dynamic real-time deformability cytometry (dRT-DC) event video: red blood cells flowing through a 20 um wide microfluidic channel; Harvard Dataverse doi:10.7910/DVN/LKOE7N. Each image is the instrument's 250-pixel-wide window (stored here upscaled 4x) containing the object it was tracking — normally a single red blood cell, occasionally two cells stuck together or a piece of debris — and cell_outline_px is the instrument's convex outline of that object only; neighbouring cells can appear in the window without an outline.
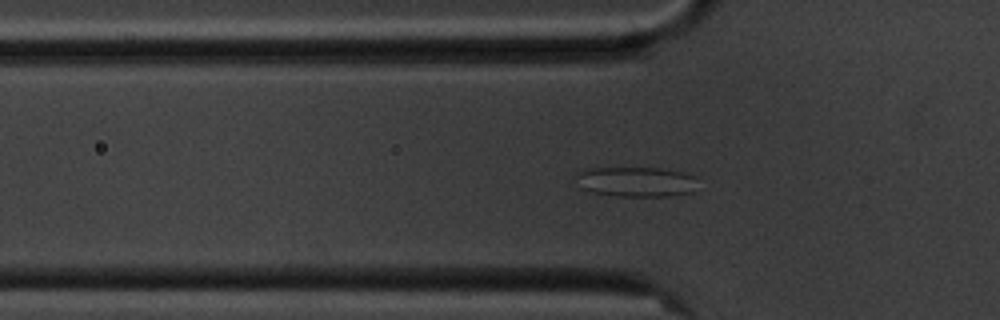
{"species": "common noctule bat (a hibernating species)", "species_latin": "Nyctalus noctula", "temperature_condition": "cold", "stored_images_in_passage": 49, "camera_frame_rate_fps": 3000, "um_per_image_px": 0.085, "animal": {"sex": "male", "body_mass_g": 20.1, "forearm_length_mm": 53.5}, "frame": {"image": 1, "passage_image": 10, "time_ms": 3.0, "image_size_px": [1000, 320], "cell_outline_px": [[692, 192], [668, 196], [616, 196], [592, 192], [580, 188], [576, 176], [584, 168], [660, 168], [680, 172], [692, 176]], "centroid_in_image_um": [53.96, 15.45], "position_along_channel_um": 71.8, "area_um2": 20.81}}
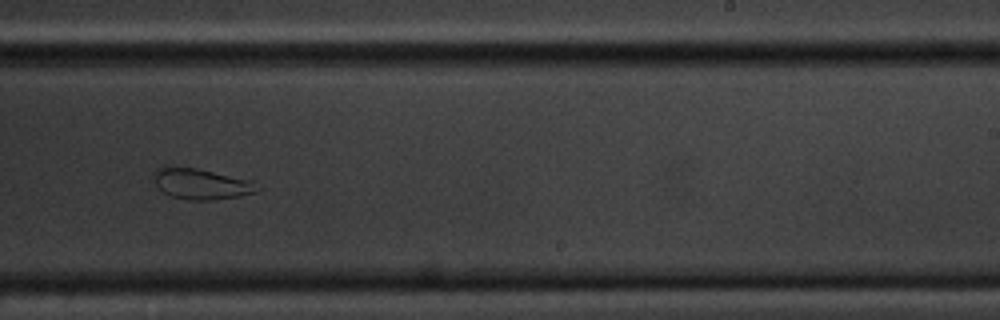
{"frame": {"image": 2, "passage_image": 27, "time_ms": 8.667, "image_size_px": [1000, 320], "cell_outline_px": [[260, 188], [256, 192], [240, 196], [212, 200], [188, 200], [172, 196], [156, 188], [152, 176], [152, 172], [156, 168], [164, 164], [196, 168], [252, 180]], "centroid_in_image_um": [17.02, 15.6], "position_along_channel_um": 272.0, "area_um2": 19.07}}
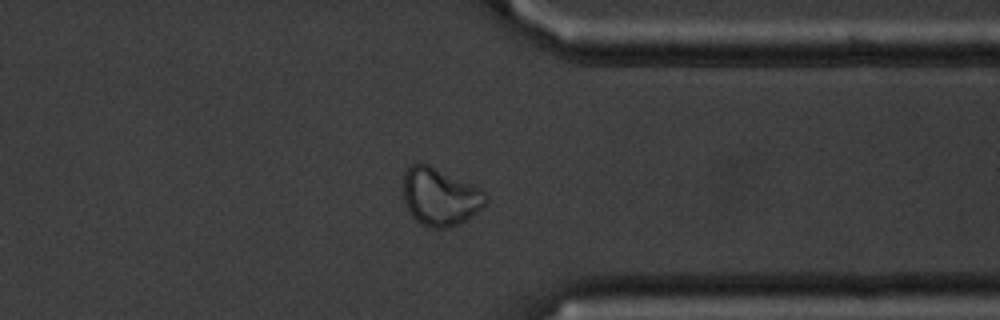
{"frame": {"image": 3, "passage_image": 36, "time_ms": 11.667, "image_size_px": [1000, 320], "cell_outline_px": [[488, 200], [476, 212], [464, 220], [456, 224], [444, 228], [432, 228], [416, 220], [412, 216], [404, 200], [404, 172], [416, 160], [428, 164], [480, 188], [488, 196]], "centroid_in_image_um": [37.38, 16.69], "position_along_channel_um": 374.0, "area_um2": 27.34}, "authors_computed_cell_mechanics": {"area_um2": 25.2008, "velocity_mm_per_s": 3.5288, "shape_relaxation_time_tau1_ms": null, "shape_relaxation_time_tau2_ms": 1.7532, "deformation_change_tau1": null, "deformation_change_tau2": 0.087}}